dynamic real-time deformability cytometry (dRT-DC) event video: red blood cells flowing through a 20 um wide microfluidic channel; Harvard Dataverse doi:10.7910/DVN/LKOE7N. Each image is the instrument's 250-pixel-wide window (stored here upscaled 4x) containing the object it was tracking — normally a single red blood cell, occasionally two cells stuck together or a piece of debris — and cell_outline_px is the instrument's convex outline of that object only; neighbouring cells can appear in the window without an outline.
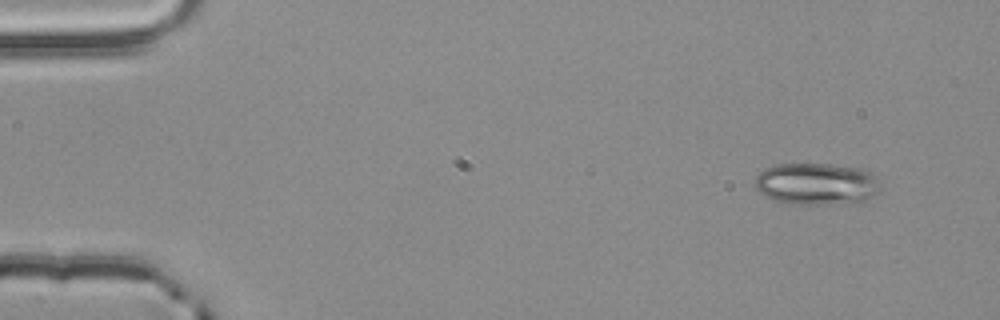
{"species": "common noctule bat (a hibernating species)", "species_latin": "Nyctalus noctula", "temperature_condition": "room temperature", "stored_images_in_passage": 4, "camera_frame_rate_fps": 3000, "um_per_image_px": 0.085, "animal": {"sex": "male", "body_mass_g": 20.4}, "frame": {"image": 1, "passage_image": 1, "time_ms": 0.0, "image_size_px": [1000, 320], "cell_outline_px": [[880, 188], [876, 192], [860, 204], [788, 204], [772, 200], [760, 192], [752, 184], [756, 176], [764, 168], [776, 164], [828, 164], [864, 168], [872, 172], [880, 180]], "centroid_in_image_um": [69.42, 15.64], "position_along_channel_um": 15.6, "area_um2": 31.39}}